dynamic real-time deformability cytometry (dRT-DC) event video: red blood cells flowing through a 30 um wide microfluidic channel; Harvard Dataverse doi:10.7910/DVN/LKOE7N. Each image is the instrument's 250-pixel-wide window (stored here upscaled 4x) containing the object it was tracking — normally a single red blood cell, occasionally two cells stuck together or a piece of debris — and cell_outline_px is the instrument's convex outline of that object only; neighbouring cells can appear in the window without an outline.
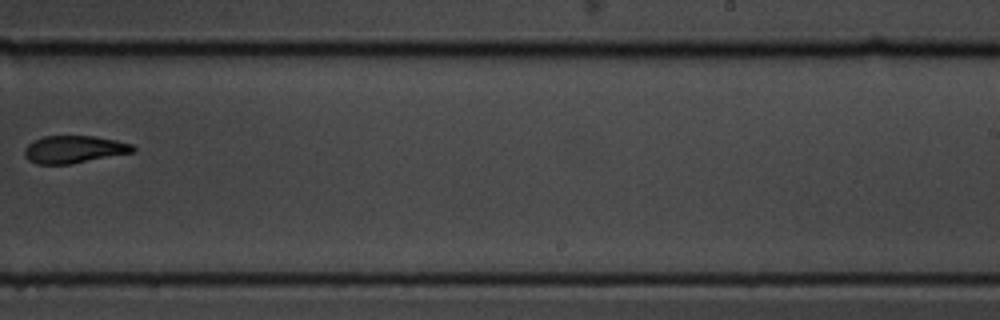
{"species": "common noctule bat (a hibernating species)", "species_latin": "Nyctalus noctula", "temperature_condition": "cold", "stored_images_in_passage": 10, "camera_frame_rate_fps": 3000, "um_per_image_px": 0.085, "animal": {"sex": "male", "body_mass_g": 19.5, "forearm_length_mm": 54.6}, "frame": {"image": 1, "passage_image": 10, "time_ms": 3.0, "image_size_px": [1000, 320], "cell_outline_px": [[136, 152], [72, 164], [36, 164], [28, 160], [24, 156], [24, 148], [28, 144], [44, 136], [96, 136], [116, 140], [132, 144], [136, 148]], "centroid_in_image_um": [6.32, 12.7], "position_along_channel_um": 282.7, "area_um2": 17.57}}